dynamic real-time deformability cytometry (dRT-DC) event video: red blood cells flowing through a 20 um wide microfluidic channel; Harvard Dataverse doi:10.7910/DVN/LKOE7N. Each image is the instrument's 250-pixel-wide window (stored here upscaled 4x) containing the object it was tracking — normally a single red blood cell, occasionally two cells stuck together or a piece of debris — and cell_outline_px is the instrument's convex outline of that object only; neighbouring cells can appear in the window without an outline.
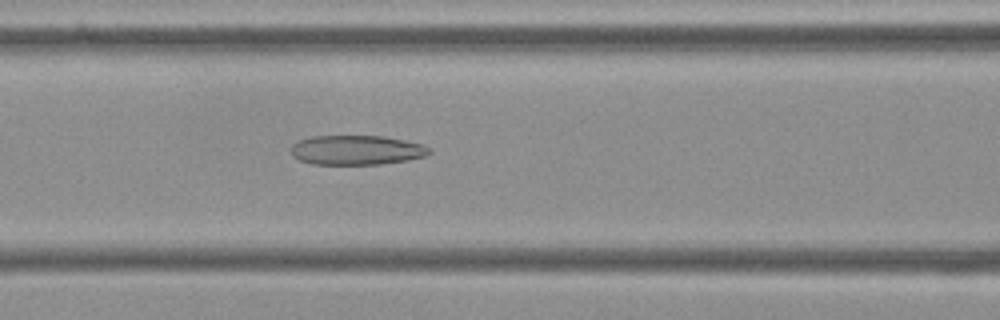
{"species": "Egyptian fruit bat (a non-hibernating species)", "species_latin": "Rousettus aegyptiacus", "temperature_condition": "cold", "stored_images_in_passage": 37, "camera_frame_rate_fps": 3000, "um_per_image_px": 0.085, "frame": {"image": 1, "passage_image": 14, "time_ms": 4.333, "image_size_px": [1000, 320], "cell_outline_px": [[432, 152], [424, 156], [408, 160], [380, 164], [312, 164], [300, 160], [292, 156], [292, 144], [300, 140], [312, 136], [384, 136], [424, 144], [432, 148]], "centroid_in_image_um": [30.34, 12.75], "position_along_channel_um": 136.3, "area_um2": 23.87}}
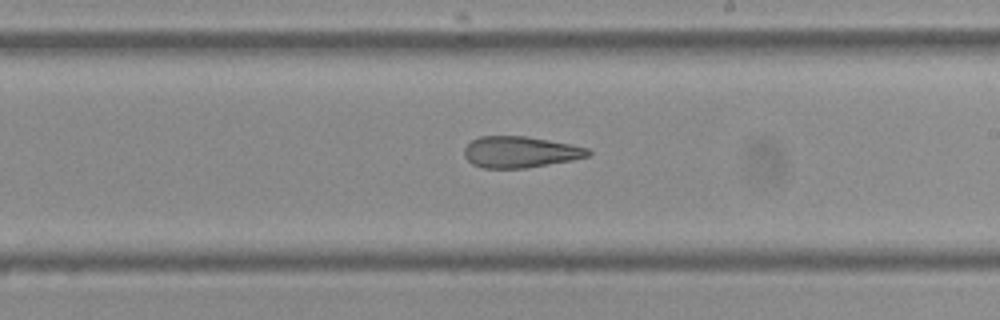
{"frame": {"image": 2, "passage_image": 23, "time_ms": 7.333, "image_size_px": [1000, 320], "cell_outline_px": [[592, 152], [588, 156], [572, 160], [524, 168], [484, 168], [472, 164], [464, 156], [464, 148], [472, 140], [480, 136], [524, 136], [572, 144], [588, 148]], "centroid_in_image_um": [44.21, 12.92], "position_along_channel_um": 244.8, "area_um2": 22.48}}
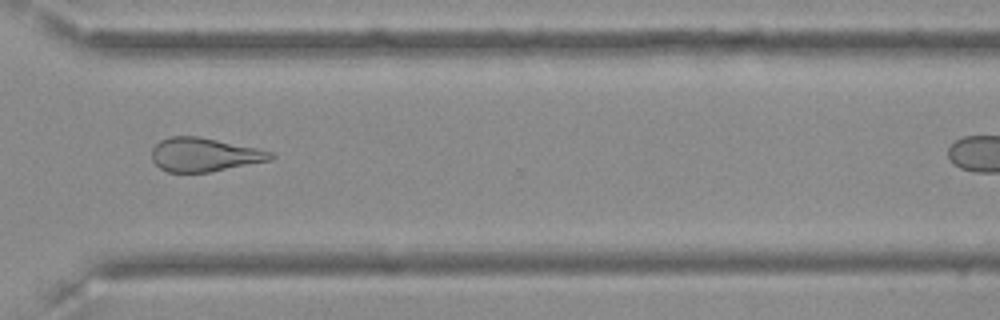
{"frame": {"image": 3, "passage_image": 32, "time_ms": 10.333, "image_size_px": [1000, 320], "cell_outline_px": [[276, 156], [272, 160], [208, 172], [168, 172], [160, 168], [152, 160], [152, 148], [160, 140], [172, 136], [200, 136], [256, 148], [272, 152]], "centroid_in_image_um": [17.36, 13.14], "position_along_channel_um": 353.2, "area_um2": 23.29}}